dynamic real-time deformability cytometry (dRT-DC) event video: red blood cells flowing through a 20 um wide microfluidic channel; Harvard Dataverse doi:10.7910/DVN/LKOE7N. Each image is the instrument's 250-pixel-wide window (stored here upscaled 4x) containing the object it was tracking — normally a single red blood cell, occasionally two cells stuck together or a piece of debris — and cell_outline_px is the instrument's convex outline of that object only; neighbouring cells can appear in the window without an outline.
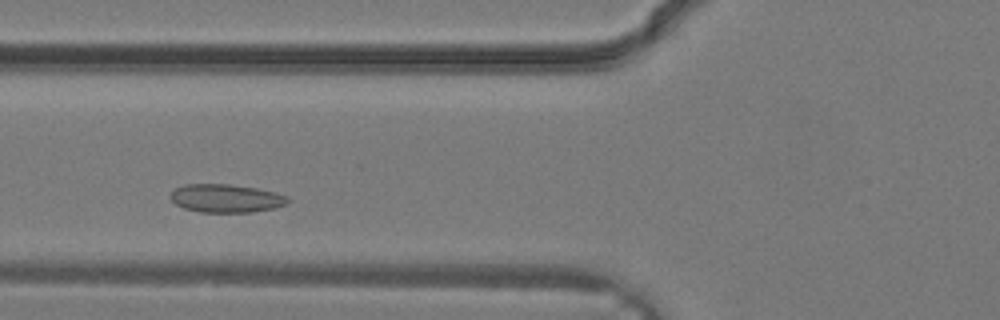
{"species": "common noctule bat (a hibernating species)", "species_latin": "Nyctalus noctula", "temperature_condition": "warm", "stored_images_in_passage": 26, "camera_frame_rate_fps": 3000, "um_per_image_px": 0.085, "animal": {"sex": "male", "body_mass_g": 19.2, "forearm_length_mm": 51.8}, "frame": {"image": 1, "passage_image": 5, "time_ms": 1.333, "image_size_px": [1000, 320], "cell_outline_px": [[288, 204], [276, 208], [252, 212], [200, 212], [184, 208], [176, 204], [168, 196], [176, 188], [184, 184], [232, 184], [256, 188], [276, 192], [288, 196]], "centroid_in_image_um": [19.23, 16.85], "position_along_channel_um": 106.6, "area_um2": 19.48}}
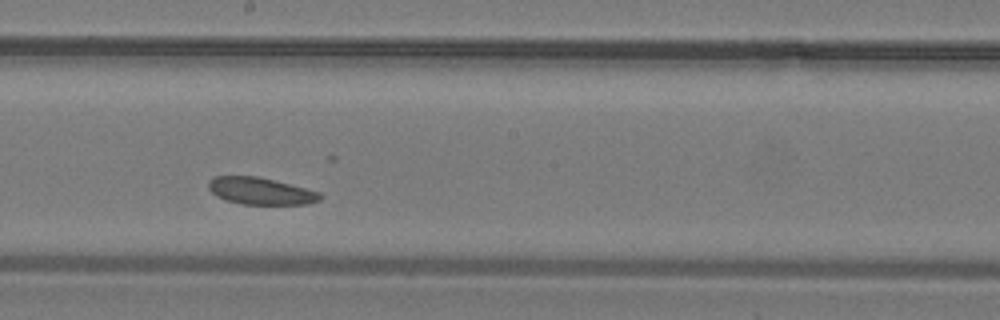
{"frame": {"image": 2, "passage_image": 11, "time_ms": 3.333, "image_size_px": [1000, 320], "cell_outline_px": [[324, 196], [320, 200], [308, 204], [240, 204], [224, 200], [216, 196], [208, 188], [208, 180], [212, 176], [256, 176], [320, 192]], "centroid_in_image_um": [22.11, 16.24], "position_along_channel_um": 226.1, "area_um2": 17.57}}
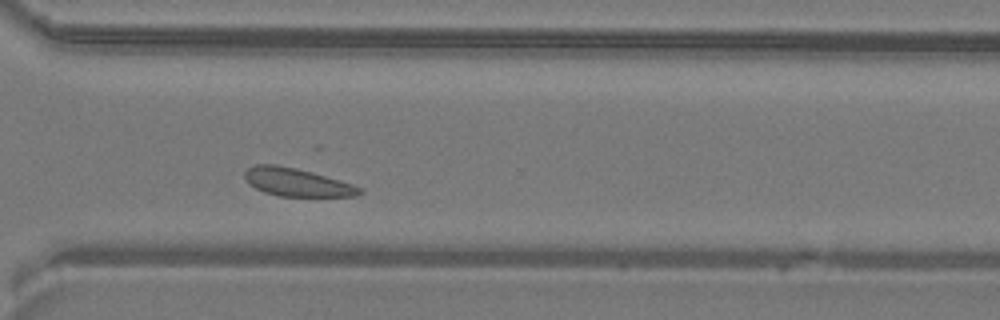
{"frame": {"image": 3, "passage_image": 17, "time_ms": 5.333, "image_size_px": [1000, 320], "cell_outline_px": [[364, 192], [356, 196], [280, 196], [264, 192], [248, 184], [244, 176], [244, 172], [248, 168], [256, 164], [276, 164], [296, 168], [312, 172], [340, 180], [364, 188]], "centroid_in_image_um": [25.24, 15.49], "position_along_channel_um": 345.4, "area_um2": 18.84}}